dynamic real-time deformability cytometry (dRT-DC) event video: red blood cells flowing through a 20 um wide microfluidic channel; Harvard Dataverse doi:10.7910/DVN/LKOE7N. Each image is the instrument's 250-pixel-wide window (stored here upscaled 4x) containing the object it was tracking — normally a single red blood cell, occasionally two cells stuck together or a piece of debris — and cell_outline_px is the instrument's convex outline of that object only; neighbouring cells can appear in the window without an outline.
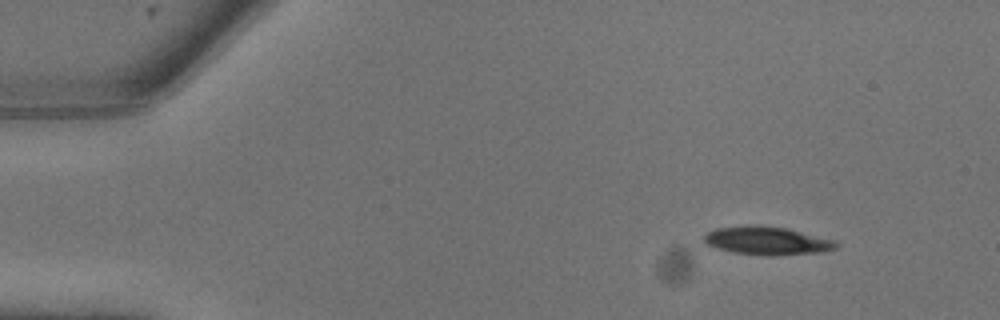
{"species": "common noctule bat (a hibernating species)", "species_latin": "Nyctalus noctula", "temperature_condition": "warm", "stored_images_in_passage": 8, "camera_frame_rate_fps": 3000, "um_per_image_px": 0.085, "animal": {"sex": "male", "body_mass_g": 13.3}, "frame": {"image": 1, "passage_image": 2, "time_ms": 0.333, "image_size_px": [1000, 320], "cell_outline_px": [[836, 248], [816, 252], [736, 252], [720, 248], [708, 244], [704, 240], [704, 236], [708, 232], [716, 228], [744, 224], [756, 224], [788, 228], [832, 240], [836, 244]], "centroid_in_image_um": [65.11, 20.36], "position_along_channel_um": 19.9, "area_um2": 20.17}}
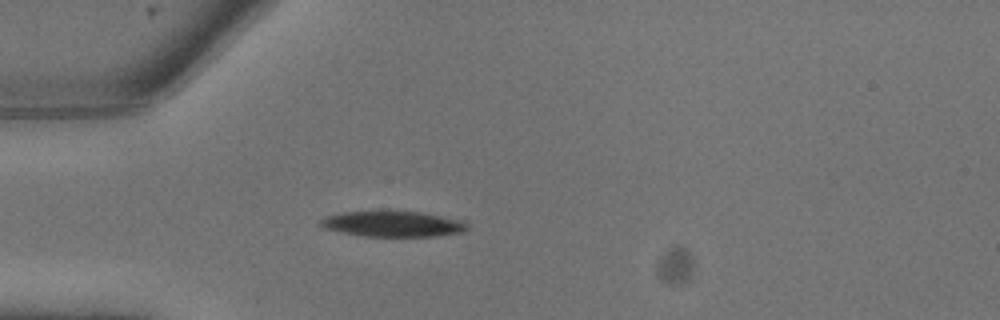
{"frame": {"image": 2, "passage_image": 6, "time_ms": 1.667, "image_size_px": [1000, 320], "cell_outline_px": [[468, 228], [464, 232], [436, 236], [360, 236], [324, 228], [320, 224], [320, 220], [324, 216], [344, 212], [420, 212], [464, 220], [468, 224]], "centroid_in_image_um": [33.43, 19.04], "position_along_channel_um": 51.6, "area_um2": 21.73}}